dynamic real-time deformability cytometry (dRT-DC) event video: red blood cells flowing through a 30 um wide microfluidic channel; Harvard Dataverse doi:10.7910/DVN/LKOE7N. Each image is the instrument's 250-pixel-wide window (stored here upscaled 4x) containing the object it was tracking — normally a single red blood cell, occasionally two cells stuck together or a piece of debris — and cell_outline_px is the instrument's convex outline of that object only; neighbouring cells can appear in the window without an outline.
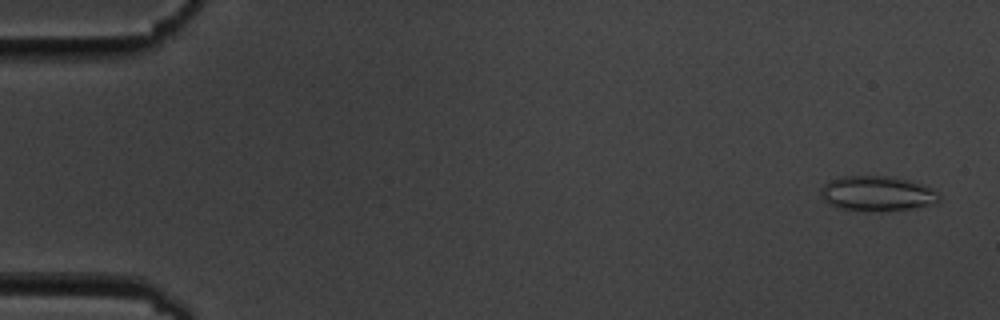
{"species": "common noctule bat (a hibernating species)", "species_latin": "Nyctalus noctula", "temperature_condition": "cold", "stored_images_in_passage": 56, "camera_frame_rate_fps": 3000, "um_per_image_px": 0.085, "animal": {"sex": "male", "body_mass_g": 19.5, "forearm_length_mm": 54.6}, "frame": {"image": 1, "passage_image": 3, "time_ms": 0.667, "image_size_px": [1000, 320], "cell_outline_px": [[940, 200], [932, 204], [916, 208], [880, 212], [836, 208], [828, 204], [820, 196], [820, 188], [824, 184], [832, 180], [844, 176], [888, 176], [908, 180], [932, 188], [940, 196]], "centroid_in_image_um": [74.54, 16.47], "position_along_channel_um": 10.5, "area_um2": 24.33}}
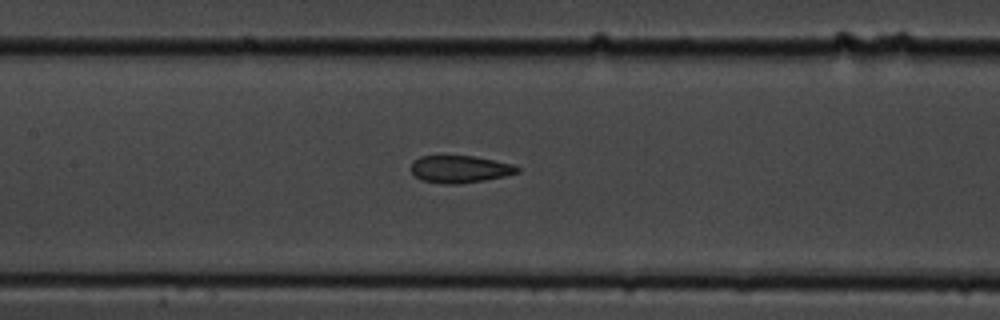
{"frame": {"image": 2, "passage_image": 27, "time_ms": 8.667, "image_size_px": [1000, 320], "cell_outline_px": [[520, 172], [504, 176], [484, 180], [456, 184], [444, 184], [420, 180], [412, 172], [412, 160], [420, 156], [472, 156], [512, 164], [520, 168]], "centroid_in_image_um": [39.07, 14.38], "position_along_channel_um": 168.3, "area_um2": 16.76}}
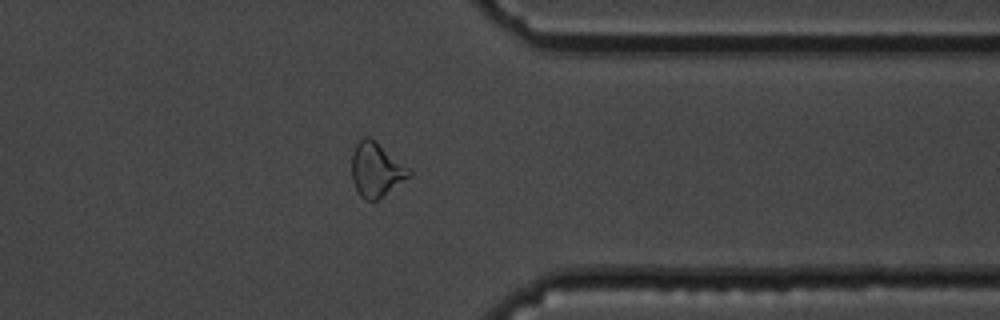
{"frame": {"image": 3, "passage_image": 45, "time_ms": 14.667, "image_size_px": [1000, 320], "cell_outline_px": [[412, 176], [376, 200], [364, 200], [360, 196], [352, 180], [352, 152], [356, 144], [364, 136], [368, 136], [412, 168]], "centroid_in_image_um": [32.01, 14.42], "position_along_channel_um": 379.4, "area_um2": 18.21}, "authors_computed_cell_mechanics": {"area_um2": 18.4382, "velocity_mm_per_s": 3.6158, "shape_relaxation_time_tau1_ms": null, "shape_relaxation_time_tau2_ms": 3.8664, "deformation_change_tau1": null, "deformation_change_tau2": 0.0797}}